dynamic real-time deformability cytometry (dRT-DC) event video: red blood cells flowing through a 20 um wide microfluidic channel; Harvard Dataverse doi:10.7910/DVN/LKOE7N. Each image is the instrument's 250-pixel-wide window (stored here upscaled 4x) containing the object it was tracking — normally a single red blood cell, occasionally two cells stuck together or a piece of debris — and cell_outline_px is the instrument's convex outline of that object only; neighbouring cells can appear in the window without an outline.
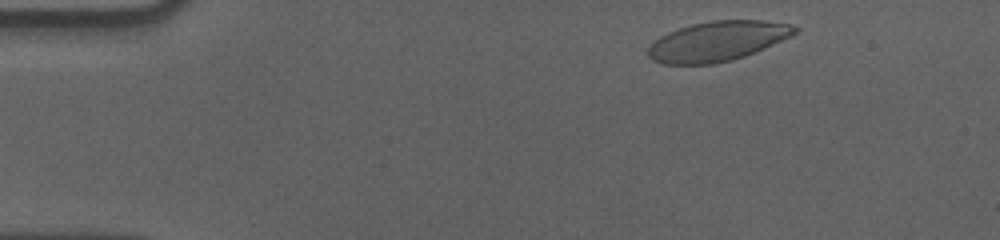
{"species": "human", "species_latin": "Homo sapiens", "temperature_condition": "cold", "stored_images_in_passage": 52, "camera_frame_rate_fps": 3000, "um_per_image_px": 0.085, "donor": {"sex": "male"}, "frame": {"image": 1, "passage_image": 3, "time_ms": 0.667, "image_size_px": [1000, 240], "cell_outline_px": [[800, 28], [792, 36], [744, 56], [732, 60], [712, 64], [664, 64], [652, 60], [648, 56], [648, 48], [660, 36], [668, 32], [692, 24], [712, 20], [764, 20], [792, 24]], "centroid_in_image_um": [61.0, 3.49], "position_along_channel_um": 24.0, "area_um2": 33.93}}
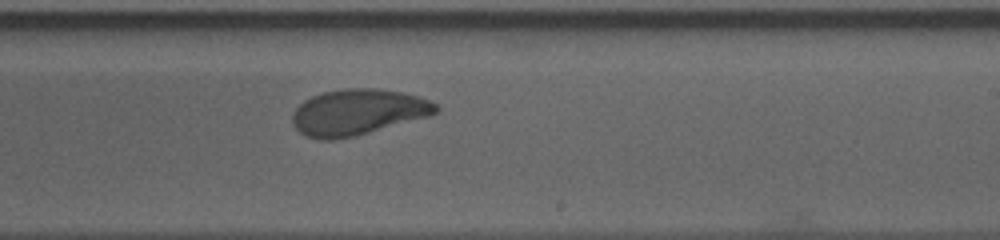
{"frame": {"image": 2, "passage_image": 30, "time_ms": 9.667, "image_size_px": [1000, 240], "cell_outline_px": [[440, 108], [436, 112], [428, 116], [356, 136], [332, 140], [320, 140], [308, 136], [300, 132], [292, 124], [292, 112], [304, 100], [312, 96], [324, 92], [344, 88], [372, 88], [400, 92], [420, 96], [436, 104]], "centroid_in_image_um": [30.39, 9.53], "position_along_channel_um": 258.6, "area_um2": 38.26}}
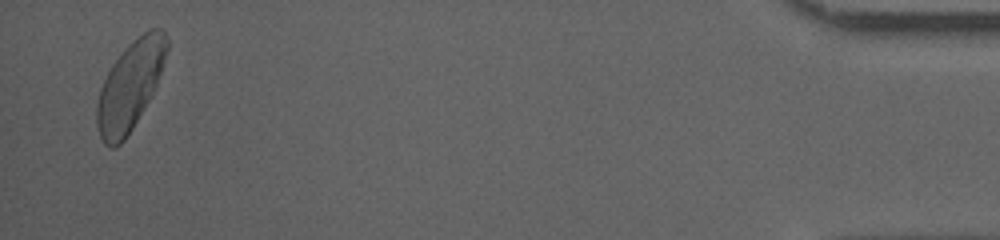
{"frame": {"image": 3, "passage_image": 51, "time_ms": 16.667, "image_size_px": [1000, 240], "cell_outline_px": [[168, 48], [156, 84], [148, 100], [132, 128], [124, 140], [120, 144], [112, 148], [104, 144], [100, 136], [96, 124], [96, 104], [100, 88], [112, 64], [128, 44], [132, 40], [144, 32], [152, 28], [160, 28], [164, 32], [168, 40]], "centroid_in_image_um": [11.03, 7.28], "position_along_channel_um": 424.2, "area_um2": 35.55}, "authors_computed_cell_mechanics": {"area_um2": 37.1076, "velocity_mm_per_s": 3.5342, "shape_relaxation_time_tau1_ms": 4.783, "shape_relaxation_time_tau2_ms": 1.3225, "deformation_change_tau1": 0.1599, "deformation_change_tau2": 0.0657}}